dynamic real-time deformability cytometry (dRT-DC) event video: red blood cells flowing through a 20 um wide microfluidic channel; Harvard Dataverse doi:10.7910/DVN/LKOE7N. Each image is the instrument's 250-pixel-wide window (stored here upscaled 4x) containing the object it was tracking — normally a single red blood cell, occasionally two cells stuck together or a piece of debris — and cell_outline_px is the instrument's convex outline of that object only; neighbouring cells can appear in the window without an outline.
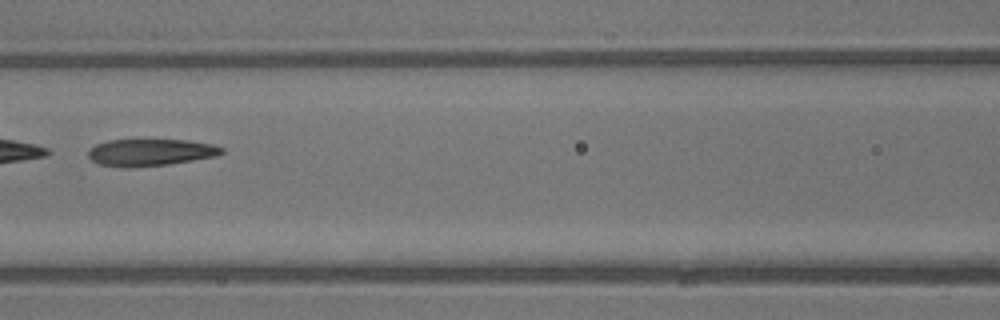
{"species": "common noctule bat (a hibernating species)", "species_latin": "Nyctalus noctula", "temperature_condition": "warm", "stored_images_in_passage": 42, "segment_of_instrument_passage": [2, 2], "camera_frame_rate_fps": 3000, "um_per_image_px": 0.085, "animal": {"sex": "male", "body_mass_g": 13.3}, "frame": {"image": 1, "passage_image": 20, "time_ms": 6.333, "image_size_px": [1000, 320], "cell_outline_px": [[224, 152], [216, 156], [168, 164], [128, 168], [124, 168], [100, 164], [92, 160], [88, 156], [88, 148], [96, 144], [108, 140], [188, 140], [212, 144], [224, 148]], "centroid_in_image_um": [12.76, 12.95], "position_along_channel_um": 153.8, "area_um2": 20.98}}
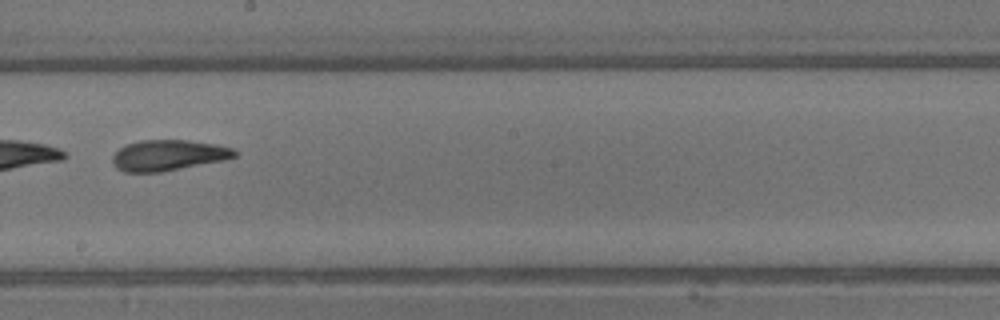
{"frame": {"image": 2, "passage_image": 25, "time_ms": 8.0, "image_size_px": [1000, 320], "cell_outline_px": [[240, 152], [236, 156], [224, 160], [160, 172], [124, 172], [116, 168], [112, 164], [112, 156], [124, 144], [140, 140], [188, 140], [216, 144], [232, 148]], "centroid_in_image_um": [14.29, 13.19], "position_along_channel_um": 233.9, "area_um2": 22.02}}